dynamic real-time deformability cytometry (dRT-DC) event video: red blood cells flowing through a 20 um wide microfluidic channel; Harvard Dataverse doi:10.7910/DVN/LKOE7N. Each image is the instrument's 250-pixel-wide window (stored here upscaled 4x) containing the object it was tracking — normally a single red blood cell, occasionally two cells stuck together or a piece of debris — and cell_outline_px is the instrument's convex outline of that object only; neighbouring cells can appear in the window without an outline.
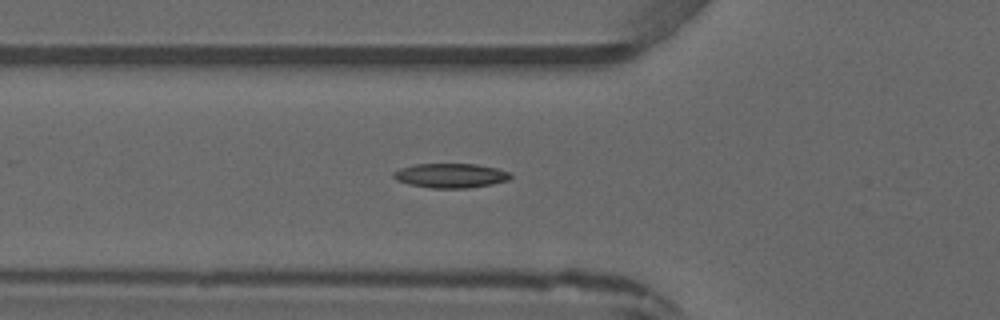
{"species": "common noctule bat (a hibernating species)", "species_latin": "Nyctalus noctula", "temperature_condition": "warm", "stored_images_in_passage": 5, "camera_frame_rate_fps": 3000, "um_per_image_px": 0.085, "animal": {"sex": "male", "forearm_length_mm": 52.5}, "frame": {"image": 1, "passage_image": 5, "time_ms": 4.667, "image_size_px": [1000, 320], "cell_outline_px": [[512, 176], [508, 180], [492, 184], [468, 188], [432, 188], [408, 184], [396, 180], [392, 176], [392, 172], [400, 168], [416, 164], [476, 164], [496, 168], [512, 172]], "centroid_in_image_um": [38.3, 14.92], "position_along_channel_um": 87.5, "area_um2": 16.76}}